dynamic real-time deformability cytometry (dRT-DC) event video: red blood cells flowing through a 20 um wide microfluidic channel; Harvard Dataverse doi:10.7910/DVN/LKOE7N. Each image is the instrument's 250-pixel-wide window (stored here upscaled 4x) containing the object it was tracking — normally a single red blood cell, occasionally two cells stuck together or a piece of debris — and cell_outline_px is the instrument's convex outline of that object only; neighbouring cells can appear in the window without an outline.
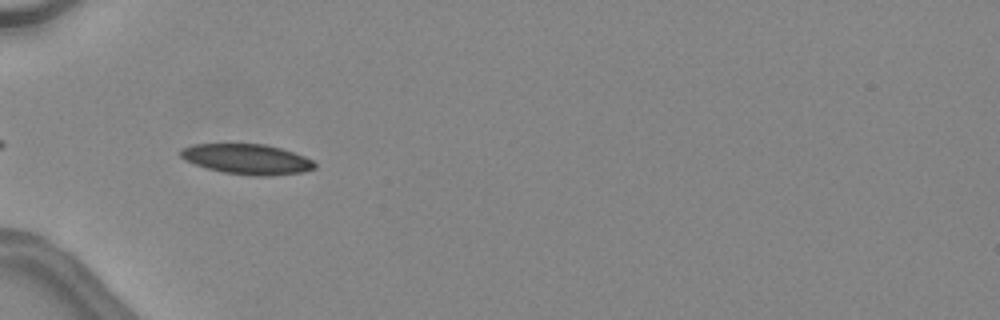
{"species": "common noctule bat (a hibernating species)", "species_latin": "Nyctalus noctula", "temperature_condition": "warm", "stored_images_in_passage": 7, "camera_frame_rate_fps": 3000, "um_per_image_px": 0.085, "animal": {"sex": "female", "body_mass_g": 24.6, "forearm_length_mm": 56.2}, "frame": {"image": 1, "passage_image": 2, "time_ms": 0.333, "image_size_px": [1000, 320], "cell_outline_px": [[316, 168], [304, 172], [272, 176], [252, 176], [224, 172], [208, 168], [184, 160], [180, 156], [180, 148], [192, 144], [264, 144], [280, 148], [304, 156], [312, 160], [316, 164]], "centroid_in_image_um": [21.0, 13.53], "position_along_channel_um": 64.0, "area_um2": 23.64}}